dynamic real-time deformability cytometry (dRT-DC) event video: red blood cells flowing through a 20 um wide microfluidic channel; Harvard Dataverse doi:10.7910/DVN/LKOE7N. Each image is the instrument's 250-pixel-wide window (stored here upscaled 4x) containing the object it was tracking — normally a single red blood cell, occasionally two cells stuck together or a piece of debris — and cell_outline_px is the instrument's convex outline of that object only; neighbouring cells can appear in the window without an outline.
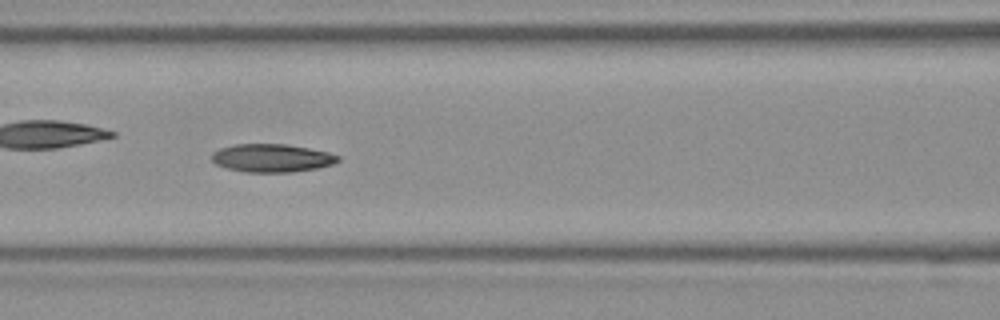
{"species": "Egyptian fruit bat (a non-hibernating species)", "species_latin": "Rousettus aegyptiacus", "temperature_condition": "room temperature", "stored_images_in_passage": 51, "camera_frame_rate_fps": 3000, "um_per_image_px": 0.085, "frame": {"image": 1, "passage_image": 22, "time_ms": 7.0, "image_size_px": [1000, 320], "cell_outline_px": [[340, 160], [332, 164], [316, 168], [292, 172], [244, 172], [228, 168], [216, 164], [212, 160], [212, 152], [220, 148], [236, 144], [288, 144], [328, 152], [340, 156]], "centroid_in_image_um": [23.1, 13.43], "position_along_channel_um": 143.5, "area_um2": 20.63}, "authors_computed_cell_mechanics": {"area_um2": 20.6924, "velocity_mm_per_s": 3.8778, "shape_relaxation_time_tau1_ms": 5.0313, "shape_relaxation_time_tau2_ms": 3.1075, "deformation_change_tau1": 0.1746, "deformation_change_tau2": 0.0812}}